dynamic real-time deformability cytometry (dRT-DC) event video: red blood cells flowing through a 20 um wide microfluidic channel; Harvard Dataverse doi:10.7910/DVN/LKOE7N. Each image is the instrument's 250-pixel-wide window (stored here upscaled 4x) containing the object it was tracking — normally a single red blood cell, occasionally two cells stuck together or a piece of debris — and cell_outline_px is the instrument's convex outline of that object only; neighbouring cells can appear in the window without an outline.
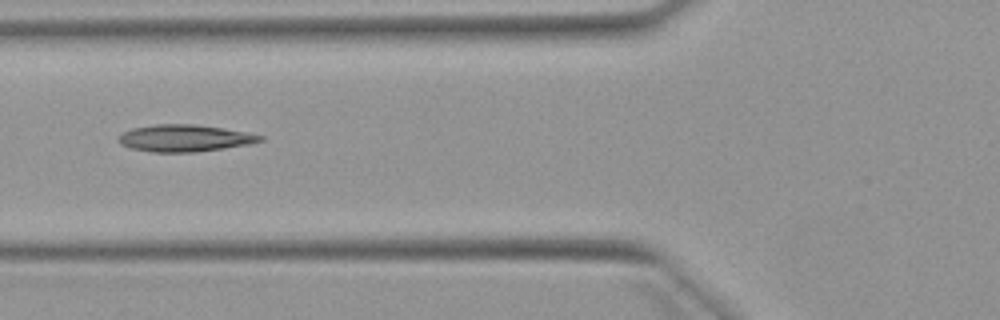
{"species": "Egyptian fruit bat (a non-hibernating species)", "species_latin": "Rousettus aegyptiacus", "temperature_condition": "warm", "stored_images_in_passage": 6, "camera_frame_rate_fps": 3000, "um_per_image_px": 0.085, "animal": {"sex": "female"}, "frame": {"image": 1, "passage_image": 5, "time_ms": 5.0, "image_size_px": [1000, 320], "cell_outline_px": [[264, 140], [248, 144], [224, 148], [196, 152], [152, 152], [132, 148], [120, 144], [120, 136], [124, 132], [132, 128], [156, 124], [192, 124], [224, 128], [264, 136]], "centroid_in_image_um": [15.71, 11.74], "position_along_channel_um": 110.1, "area_um2": 21.96}}
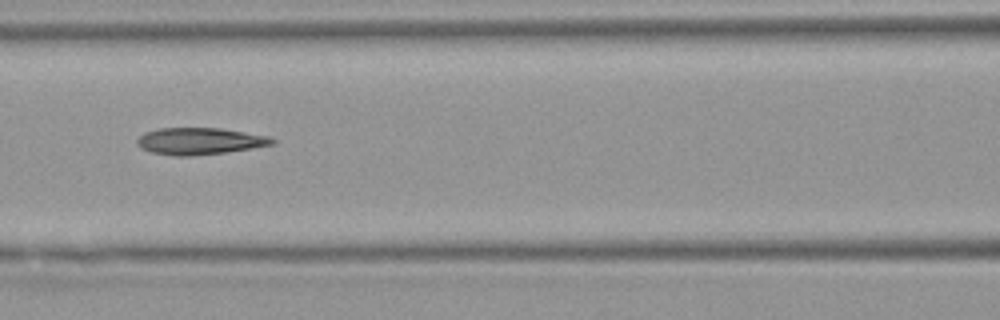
{"frame": {"image": 2, "passage_image": 6, "time_ms": 6.0, "image_size_px": [1000, 320], "cell_outline_px": [[276, 144], [224, 152], [192, 156], [176, 156], [152, 152], [140, 148], [136, 144], [136, 140], [144, 132], [160, 128], [220, 128], [268, 136], [276, 140]], "centroid_in_image_um": [16.95, 11.99], "position_along_channel_um": 149.7, "area_um2": 21.04}}